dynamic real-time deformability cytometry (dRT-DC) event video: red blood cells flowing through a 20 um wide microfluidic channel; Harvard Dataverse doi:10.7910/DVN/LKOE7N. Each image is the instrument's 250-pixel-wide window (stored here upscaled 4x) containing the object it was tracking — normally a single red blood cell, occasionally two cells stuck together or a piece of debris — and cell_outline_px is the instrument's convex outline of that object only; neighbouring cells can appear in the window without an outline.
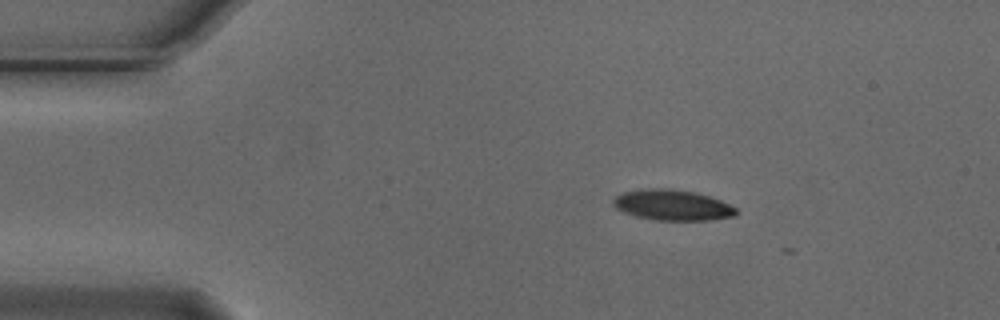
{"species": "Egyptian fruit bat (a non-hibernating species)", "species_latin": "Rousettus aegyptiacus", "temperature_condition": "cold", "stored_images_in_passage": 3, "camera_frame_rate_fps": 3000, "um_per_image_px": 0.085, "animal": {"sex": "male"}, "frame": {"image": 1, "passage_image": 1, "time_ms": 0.0, "image_size_px": [1000, 320], "cell_outline_px": [[740, 212], [736, 216], [712, 220], [656, 220], [636, 216], [624, 212], [616, 208], [612, 204], [612, 200], [616, 196], [624, 192], [640, 188], [672, 188], [696, 192], [720, 200], [736, 208]], "centroid_in_image_um": [57.16, 17.42], "position_along_channel_um": 27.8, "area_um2": 22.2}}